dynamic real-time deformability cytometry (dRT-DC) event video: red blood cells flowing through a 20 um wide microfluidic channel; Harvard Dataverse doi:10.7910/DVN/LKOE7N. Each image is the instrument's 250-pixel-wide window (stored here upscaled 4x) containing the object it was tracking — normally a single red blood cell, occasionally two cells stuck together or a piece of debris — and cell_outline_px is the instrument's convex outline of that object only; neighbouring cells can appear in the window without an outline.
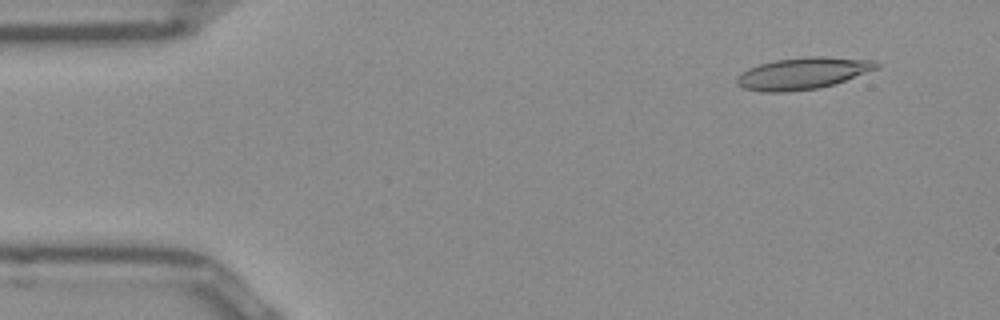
{"species": "Egyptian fruit bat (a non-hibernating species)", "species_latin": "Rousettus aegyptiacus", "temperature_condition": "room temperature", "stored_images_in_passage": 50, "camera_frame_rate_fps": 3000, "um_per_image_px": 0.085, "frame": {"image": 1, "passage_image": 4, "time_ms": 1.0, "image_size_px": [1000, 320], "cell_outline_px": [[880, 68], [832, 84], [816, 88], [784, 92], [764, 92], [744, 88], [736, 84], [736, 76], [740, 72], [748, 68], [760, 64], [776, 60], [808, 56], [824, 56], [876, 60], [880, 64]], "centroid_in_image_um": [68.24, 6.22], "position_along_channel_um": 16.8, "area_um2": 25.84}}
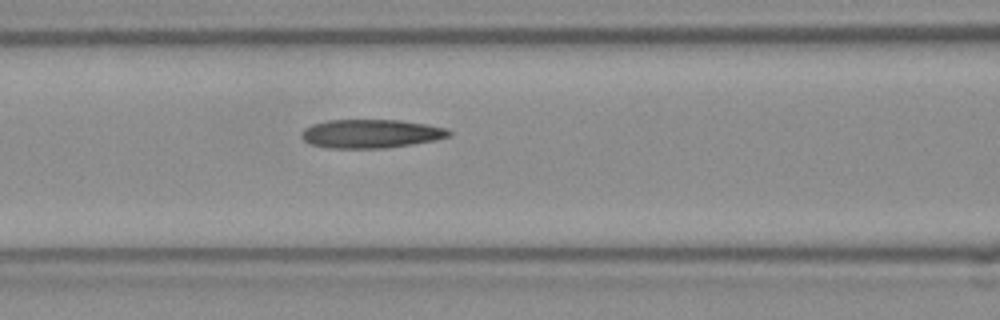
{"frame": {"image": 2, "passage_image": 20, "time_ms": 6.333, "image_size_px": [1000, 320], "cell_outline_px": [[452, 136], [436, 140], [412, 144], [384, 148], [328, 148], [308, 144], [300, 136], [300, 132], [304, 128], [312, 124], [328, 120], [400, 120], [428, 124], [448, 128], [452, 132]], "centroid_in_image_um": [31.54, 11.36], "position_along_channel_um": 135.1, "area_um2": 24.97}}
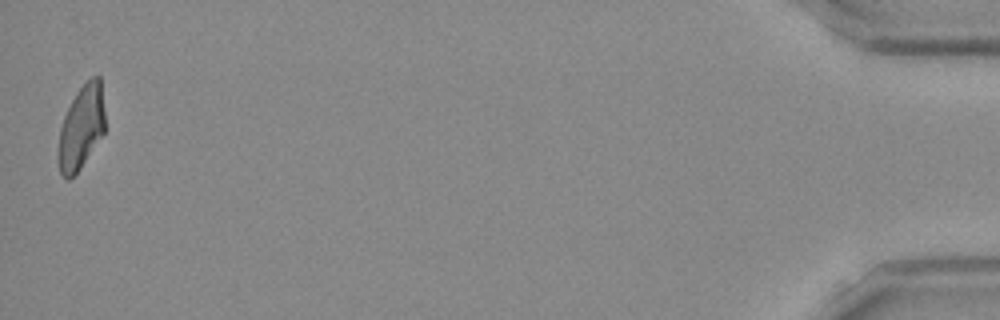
{"frame": {"image": 3, "passage_image": 50, "time_ms": 16.333, "image_size_px": [1000, 320], "cell_outline_px": [[104, 132], [80, 168], [68, 180], [60, 172], [56, 156], [60, 128], [64, 116], [76, 92], [92, 76], [100, 76], [104, 112]], "centroid_in_image_um": [6.88, 10.84], "position_along_channel_um": 428.3, "area_um2": 22.54}, "authors_computed_cell_mechanics": {"area_um2": 24.5361, "velocity_mm_per_s": 3.9233, "shape_relaxation_time_tau1_ms": 9.2438, "shape_relaxation_time_tau2_ms": 3.0834, "deformation_change_tau1": 0.2431, "deformation_change_tau2": 0.1101}}